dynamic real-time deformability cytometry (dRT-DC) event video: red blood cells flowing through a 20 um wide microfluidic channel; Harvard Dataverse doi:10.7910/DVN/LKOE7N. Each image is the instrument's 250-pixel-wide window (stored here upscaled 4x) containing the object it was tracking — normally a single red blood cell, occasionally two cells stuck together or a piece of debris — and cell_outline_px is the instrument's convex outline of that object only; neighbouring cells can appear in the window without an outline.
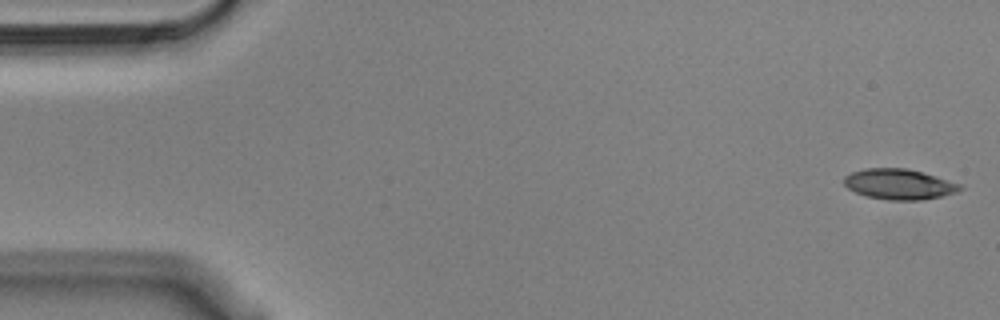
{"species": "Egyptian fruit bat (a non-hibernating species)", "species_latin": "Rousettus aegyptiacus", "temperature_condition": "cold", "stored_images_in_passage": 49, "camera_frame_rate_fps": 3000, "um_per_image_px": 0.085, "animal": {"sex": "male"}, "frame": {"image": 1, "passage_image": 1, "time_ms": 0.0, "image_size_px": [1000, 320], "cell_outline_px": [[964, 188], [956, 192], [940, 196], [920, 200], [888, 200], [868, 196], [856, 192], [848, 188], [844, 184], [844, 176], [852, 172], [864, 168], [908, 168], [936, 176], [960, 184]], "centroid_in_image_um": [76.41, 15.65], "position_along_channel_um": 8.6, "area_um2": 20.46}}
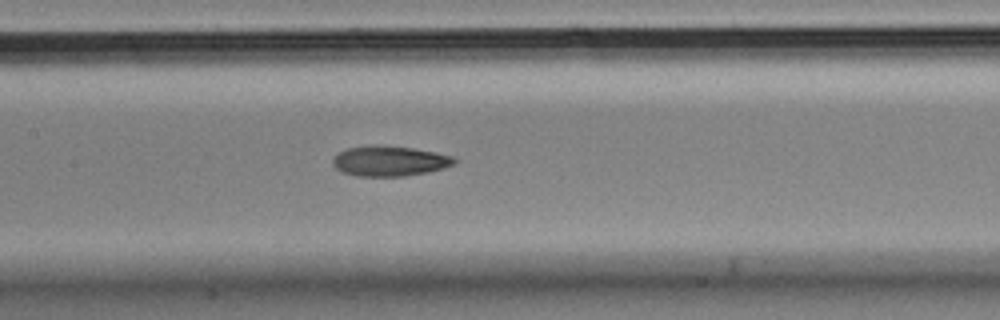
{"frame": {"image": 2, "passage_image": 25, "time_ms": 8.0, "image_size_px": [1000, 320], "cell_outline_px": [[456, 164], [444, 168], [428, 172], [404, 176], [356, 176], [340, 172], [332, 164], [332, 160], [340, 152], [348, 148], [372, 144], [384, 144], [412, 148], [436, 152], [452, 156], [456, 160]], "centroid_in_image_um": [33.11, 13.68], "position_along_channel_um": 174.3, "area_um2": 21.68}}
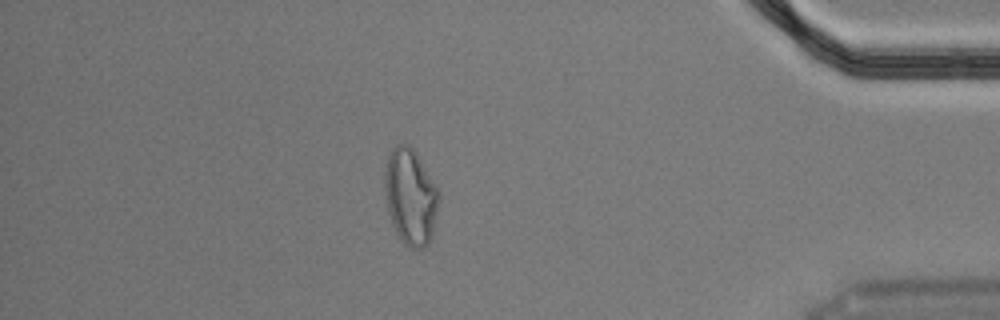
{"frame": {"image": 3, "passage_image": 47, "time_ms": 15.333, "image_size_px": [1000, 320], "cell_outline_px": [[440, 200], [432, 232], [428, 244], [424, 248], [408, 248], [400, 240], [392, 224], [388, 212], [384, 188], [384, 172], [388, 156], [392, 148], [396, 144], [408, 144], [416, 152], [440, 188]], "centroid_in_image_um": [34.9, 16.7], "position_along_channel_um": 400.3, "area_um2": 30.87}, "authors_computed_cell_mechanics": {"area_um2": 21.4438, "velocity_mm_per_s": 3.6299, "shape_relaxation_time_tau1_ms": 7.4438, "shape_relaxation_time_tau2_ms": 3.1588, "deformation_change_tau1": 0.2126, "deformation_change_tau2": 0.1057}}